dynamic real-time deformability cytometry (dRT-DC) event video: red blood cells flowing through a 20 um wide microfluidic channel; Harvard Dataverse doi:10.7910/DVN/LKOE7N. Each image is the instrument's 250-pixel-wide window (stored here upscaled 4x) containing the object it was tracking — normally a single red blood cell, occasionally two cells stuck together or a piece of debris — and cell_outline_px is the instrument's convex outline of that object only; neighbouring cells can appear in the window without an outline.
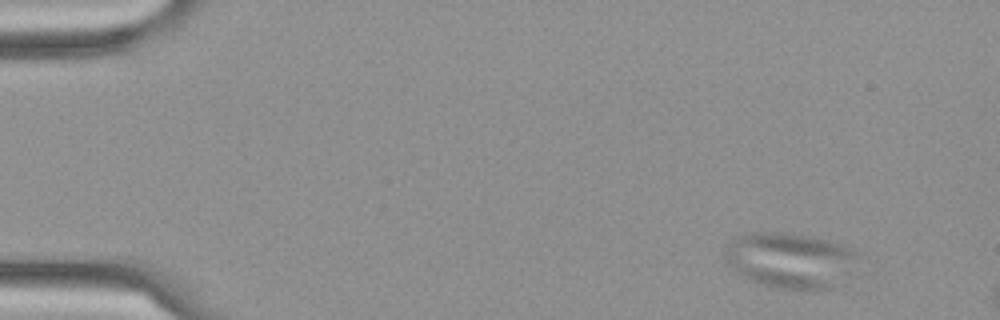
{"species": "Egyptian fruit bat (a non-hibernating species)", "species_latin": "Rousettus aegyptiacus", "temperature_condition": "cold", "stored_images_in_passage": 5, "camera_frame_rate_fps": 3000, "um_per_image_px": 0.085, "frame": {"image": 1, "passage_image": 1, "time_ms": 0.0, "image_size_px": [1000, 320], "cell_outline_px": [[856, 256], [832, 288], [780, 288], [764, 284], [752, 280], [728, 264], [724, 260], [724, 256], [728, 244], [740, 236], [756, 232], [780, 232], [804, 236], [824, 240], [836, 244], [852, 252]], "centroid_in_image_um": [67.01, 22.1], "position_along_channel_um": 18.0, "area_um2": 40.34}}